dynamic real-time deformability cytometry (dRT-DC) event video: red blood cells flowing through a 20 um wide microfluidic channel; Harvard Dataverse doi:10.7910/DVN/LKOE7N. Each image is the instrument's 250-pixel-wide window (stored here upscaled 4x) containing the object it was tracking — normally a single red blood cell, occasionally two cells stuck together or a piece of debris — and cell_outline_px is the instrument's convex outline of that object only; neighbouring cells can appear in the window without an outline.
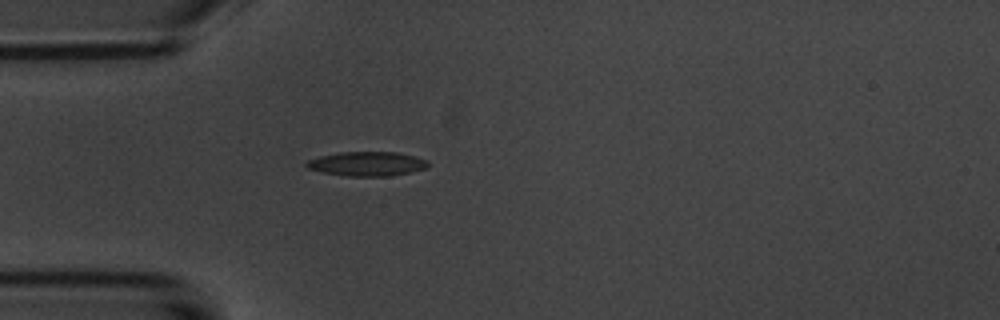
{"species": "common noctule bat (a hibernating species)", "species_latin": "Nyctalus noctula", "temperature_condition": "room temperature", "stored_images_in_passage": 3, "camera_frame_rate_fps": 3000, "um_per_image_px": 0.085, "animal": {"sex": "male", "body_mass_g": 20.1, "forearm_length_mm": 53.5}, "frame": {"image": 1, "passage_image": 3, "time_ms": 3.0, "image_size_px": [1000, 320], "cell_outline_px": [[428, 168], [392, 176], [348, 176], [320, 172], [308, 168], [304, 164], [308, 160], [320, 156], [340, 152], [396, 152], [428, 160]], "centroid_in_image_um": [31.19, 13.93], "position_along_channel_um": 53.8, "area_um2": 17.22}}